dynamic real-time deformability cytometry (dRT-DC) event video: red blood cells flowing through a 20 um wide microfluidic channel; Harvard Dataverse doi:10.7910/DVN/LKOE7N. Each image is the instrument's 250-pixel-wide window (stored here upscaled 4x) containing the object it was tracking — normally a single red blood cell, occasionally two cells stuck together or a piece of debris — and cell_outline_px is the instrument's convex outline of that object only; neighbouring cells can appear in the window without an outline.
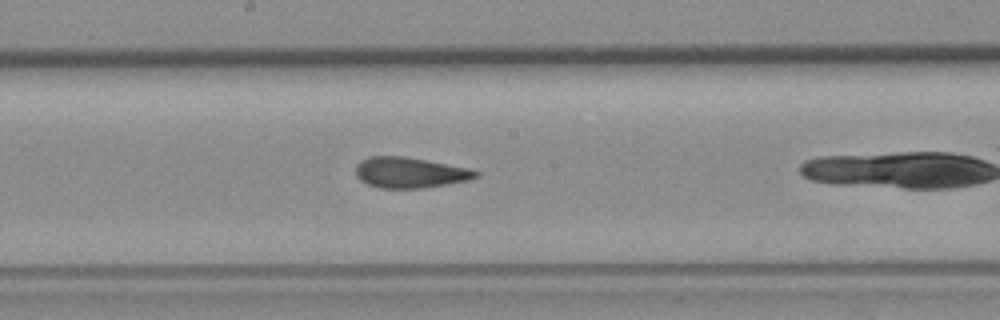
{"species": "common noctule bat (a hibernating species)", "species_latin": "Nyctalus noctula", "temperature_condition": "room temperature", "stored_images_in_passage": 18, "camera_frame_rate_fps": 3000, "um_per_image_px": 0.085, "animal": {"sex": "female", "body_mass_g": 19.3, "forearm_length_mm": 54.1}, "frame": {"image": 1, "passage_image": 14, "time_ms": 4.333, "image_size_px": [1000, 320], "cell_outline_px": [[480, 176], [472, 180], [420, 188], [380, 188], [368, 184], [360, 180], [356, 176], [356, 164], [360, 160], [368, 156], [404, 156], [468, 168], [480, 172]], "centroid_in_image_um": [34.84, 14.67], "position_along_channel_um": 213.4, "area_um2": 21.5}}
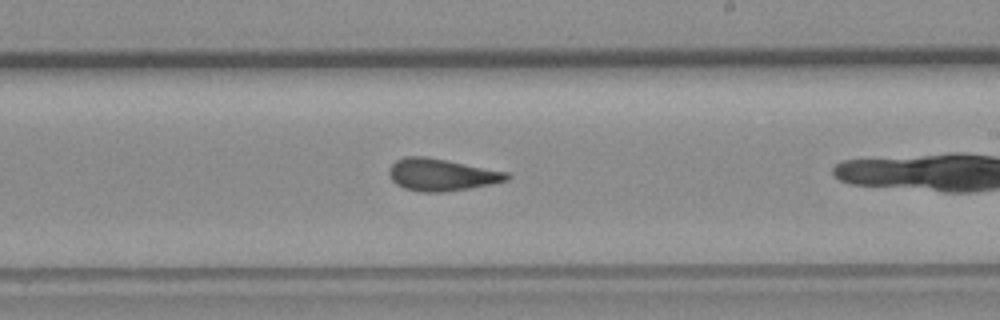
{"frame": {"image": 2, "passage_image": 17, "time_ms": 5.333, "image_size_px": [1000, 320], "cell_outline_px": [[512, 176], [508, 180], [492, 184], [444, 192], [420, 192], [404, 188], [396, 184], [392, 180], [388, 172], [388, 168], [396, 160], [404, 156], [424, 156], [448, 160], [508, 172]], "centroid_in_image_um": [37.52, 14.85], "position_along_channel_um": 251.5, "area_um2": 22.2}}